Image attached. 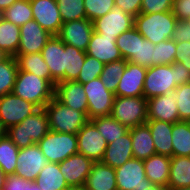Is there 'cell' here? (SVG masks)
<instances>
[{"label": "cell", "mask_w": 190, "mask_h": 190, "mask_svg": "<svg viewBox=\"0 0 190 190\" xmlns=\"http://www.w3.org/2000/svg\"><path fill=\"white\" fill-rule=\"evenodd\" d=\"M55 86L47 79L18 70L12 93L23 100L44 108L54 97Z\"/></svg>", "instance_id": "cell-1"}, {"label": "cell", "mask_w": 190, "mask_h": 190, "mask_svg": "<svg viewBox=\"0 0 190 190\" xmlns=\"http://www.w3.org/2000/svg\"><path fill=\"white\" fill-rule=\"evenodd\" d=\"M177 18L172 11L143 14L134 17V27L148 41L159 44L161 41L172 39Z\"/></svg>", "instance_id": "cell-2"}, {"label": "cell", "mask_w": 190, "mask_h": 190, "mask_svg": "<svg viewBox=\"0 0 190 190\" xmlns=\"http://www.w3.org/2000/svg\"><path fill=\"white\" fill-rule=\"evenodd\" d=\"M49 130L48 116L44 108H41L21 123L11 126L7 135L21 149L37 144Z\"/></svg>", "instance_id": "cell-3"}, {"label": "cell", "mask_w": 190, "mask_h": 190, "mask_svg": "<svg viewBox=\"0 0 190 190\" xmlns=\"http://www.w3.org/2000/svg\"><path fill=\"white\" fill-rule=\"evenodd\" d=\"M49 129L54 132L77 134L89 121L87 114L73 110L53 97L44 107Z\"/></svg>", "instance_id": "cell-4"}, {"label": "cell", "mask_w": 190, "mask_h": 190, "mask_svg": "<svg viewBox=\"0 0 190 190\" xmlns=\"http://www.w3.org/2000/svg\"><path fill=\"white\" fill-rule=\"evenodd\" d=\"M48 162L60 163L78 153L76 134L49 132L37 143Z\"/></svg>", "instance_id": "cell-5"}, {"label": "cell", "mask_w": 190, "mask_h": 190, "mask_svg": "<svg viewBox=\"0 0 190 190\" xmlns=\"http://www.w3.org/2000/svg\"><path fill=\"white\" fill-rule=\"evenodd\" d=\"M111 116L129 129L145 124L147 99L144 97H115Z\"/></svg>", "instance_id": "cell-6"}, {"label": "cell", "mask_w": 190, "mask_h": 190, "mask_svg": "<svg viewBox=\"0 0 190 190\" xmlns=\"http://www.w3.org/2000/svg\"><path fill=\"white\" fill-rule=\"evenodd\" d=\"M177 87L176 69L172 65L147 68L143 86V97L147 100L173 92Z\"/></svg>", "instance_id": "cell-7"}, {"label": "cell", "mask_w": 190, "mask_h": 190, "mask_svg": "<svg viewBox=\"0 0 190 190\" xmlns=\"http://www.w3.org/2000/svg\"><path fill=\"white\" fill-rule=\"evenodd\" d=\"M88 101L89 120L111 115L115 94L106 89L100 78L83 84Z\"/></svg>", "instance_id": "cell-8"}, {"label": "cell", "mask_w": 190, "mask_h": 190, "mask_svg": "<svg viewBox=\"0 0 190 190\" xmlns=\"http://www.w3.org/2000/svg\"><path fill=\"white\" fill-rule=\"evenodd\" d=\"M38 110L39 108L35 104L23 100L13 93L0 97V120L7 130Z\"/></svg>", "instance_id": "cell-9"}, {"label": "cell", "mask_w": 190, "mask_h": 190, "mask_svg": "<svg viewBox=\"0 0 190 190\" xmlns=\"http://www.w3.org/2000/svg\"><path fill=\"white\" fill-rule=\"evenodd\" d=\"M118 190H147L151 182L146 178L143 160L132 158L115 168Z\"/></svg>", "instance_id": "cell-10"}, {"label": "cell", "mask_w": 190, "mask_h": 190, "mask_svg": "<svg viewBox=\"0 0 190 190\" xmlns=\"http://www.w3.org/2000/svg\"><path fill=\"white\" fill-rule=\"evenodd\" d=\"M76 135L78 153L85 155L93 162L102 161L108 144L95 124L89 120Z\"/></svg>", "instance_id": "cell-11"}, {"label": "cell", "mask_w": 190, "mask_h": 190, "mask_svg": "<svg viewBox=\"0 0 190 190\" xmlns=\"http://www.w3.org/2000/svg\"><path fill=\"white\" fill-rule=\"evenodd\" d=\"M94 31L108 37H118L134 27V17L117 6L93 21Z\"/></svg>", "instance_id": "cell-12"}, {"label": "cell", "mask_w": 190, "mask_h": 190, "mask_svg": "<svg viewBox=\"0 0 190 190\" xmlns=\"http://www.w3.org/2000/svg\"><path fill=\"white\" fill-rule=\"evenodd\" d=\"M48 163L37 144L19 149L14 175L35 182L39 172Z\"/></svg>", "instance_id": "cell-13"}, {"label": "cell", "mask_w": 190, "mask_h": 190, "mask_svg": "<svg viewBox=\"0 0 190 190\" xmlns=\"http://www.w3.org/2000/svg\"><path fill=\"white\" fill-rule=\"evenodd\" d=\"M33 19L48 33L57 36L63 24L56 0H30Z\"/></svg>", "instance_id": "cell-14"}, {"label": "cell", "mask_w": 190, "mask_h": 190, "mask_svg": "<svg viewBox=\"0 0 190 190\" xmlns=\"http://www.w3.org/2000/svg\"><path fill=\"white\" fill-rule=\"evenodd\" d=\"M41 54L48 65L51 78L56 83L65 82L66 44L58 36H52Z\"/></svg>", "instance_id": "cell-15"}, {"label": "cell", "mask_w": 190, "mask_h": 190, "mask_svg": "<svg viewBox=\"0 0 190 190\" xmlns=\"http://www.w3.org/2000/svg\"><path fill=\"white\" fill-rule=\"evenodd\" d=\"M93 31V22L85 18L63 23L57 36L65 44L86 51Z\"/></svg>", "instance_id": "cell-16"}, {"label": "cell", "mask_w": 190, "mask_h": 190, "mask_svg": "<svg viewBox=\"0 0 190 190\" xmlns=\"http://www.w3.org/2000/svg\"><path fill=\"white\" fill-rule=\"evenodd\" d=\"M147 67L127 61L115 97H143Z\"/></svg>", "instance_id": "cell-17"}, {"label": "cell", "mask_w": 190, "mask_h": 190, "mask_svg": "<svg viewBox=\"0 0 190 190\" xmlns=\"http://www.w3.org/2000/svg\"><path fill=\"white\" fill-rule=\"evenodd\" d=\"M53 35L34 19L20 26V41L17 54L39 53Z\"/></svg>", "instance_id": "cell-18"}, {"label": "cell", "mask_w": 190, "mask_h": 190, "mask_svg": "<svg viewBox=\"0 0 190 190\" xmlns=\"http://www.w3.org/2000/svg\"><path fill=\"white\" fill-rule=\"evenodd\" d=\"M92 164L91 159L77 153L60 162L59 167L69 186H84Z\"/></svg>", "instance_id": "cell-19"}, {"label": "cell", "mask_w": 190, "mask_h": 190, "mask_svg": "<svg viewBox=\"0 0 190 190\" xmlns=\"http://www.w3.org/2000/svg\"><path fill=\"white\" fill-rule=\"evenodd\" d=\"M54 97L62 104L88 114V101L84 87L76 81L58 82L55 85Z\"/></svg>", "instance_id": "cell-20"}, {"label": "cell", "mask_w": 190, "mask_h": 190, "mask_svg": "<svg viewBox=\"0 0 190 190\" xmlns=\"http://www.w3.org/2000/svg\"><path fill=\"white\" fill-rule=\"evenodd\" d=\"M148 120H159L174 124L179 122V112L174 91L147 100Z\"/></svg>", "instance_id": "cell-21"}, {"label": "cell", "mask_w": 190, "mask_h": 190, "mask_svg": "<svg viewBox=\"0 0 190 190\" xmlns=\"http://www.w3.org/2000/svg\"><path fill=\"white\" fill-rule=\"evenodd\" d=\"M117 37H108L93 31L86 54L95 57L103 64L123 59L119 48L116 45Z\"/></svg>", "instance_id": "cell-22"}, {"label": "cell", "mask_w": 190, "mask_h": 190, "mask_svg": "<svg viewBox=\"0 0 190 190\" xmlns=\"http://www.w3.org/2000/svg\"><path fill=\"white\" fill-rule=\"evenodd\" d=\"M132 158H134L132 140L130 131H128L107 145L102 162L115 169Z\"/></svg>", "instance_id": "cell-23"}, {"label": "cell", "mask_w": 190, "mask_h": 190, "mask_svg": "<svg viewBox=\"0 0 190 190\" xmlns=\"http://www.w3.org/2000/svg\"><path fill=\"white\" fill-rule=\"evenodd\" d=\"M115 178L114 168L102 161L93 162L84 187L86 190H118Z\"/></svg>", "instance_id": "cell-24"}, {"label": "cell", "mask_w": 190, "mask_h": 190, "mask_svg": "<svg viewBox=\"0 0 190 190\" xmlns=\"http://www.w3.org/2000/svg\"><path fill=\"white\" fill-rule=\"evenodd\" d=\"M133 157L140 160L148 159L151 155L156 154L153 138L148 125L142 124L129 129Z\"/></svg>", "instance_id": "cell-25"}, {"label": "cell", "mask_w": 190, "mask_h": 190, "mask_svg": "<svg viewBox=\"0 0 190 190\" xmlns=\"http://www.w3.org/2000/svg\"><path fill=\"white\" fill-rule=\"evenodd\" d=\"M170 161V156L161 154H154L143 160L146 178L152 184L167 187L170 175Z\"/></svg>", "instance_id": "cell-26"}, {"label": "cell", "mask_w": 190, "mask_h": 190, "mask_svg": "<svg viewBox=\"0 0 190 190\" xmlns=\"http://www.w3.org/2000/svg\"><path fill=\"white\" fill-rule=\"evenodd\" d=\"M150 133L154 141L156 154L172 157V128L173 124L159 121L147 120Z\"/></svg>", "instance_id": "cell-27"}, {"label": "cell", "mask_w": 190, "mask_h": 190, "mask_svg": "<svg viewBox=\"0 0 190 190\" xmlns=\"http://www.w3.org/2000/svg\"><path fill=\"white\" fill-rule=\"evenodd\" d=\"M168 189L190 187V157L172 156Z\"/></svg>", "instance_id": "cell-28"}, {"label": "cell", "mask_w": 190, "mask_h": 190, "mask_svg": "<svg viewBox=\"0 0 190 190\" xmlns=\"http://www.w3.org/2000/svg\"><path fill=\"white\" fill-rule=\"evenodd\" d=\"M18 69L27 71L37 77L49 80L54 86L57 84L52 78L47 63L41 52L32 54H16Z\"/></svg>", "instance_id": "cell-29"}, {"label": "cell", "mask_w": 190, "mask_h": 190, "mask_svg": "<svg viewBox=\"0 0 190 190\" xmlns=\"http://www.w3.org/2000/svg\"><path fill=\"white\" fill-rule=\"evenodd\" d=\"M42 190H66L69 185L60 172L59 163L48 162L35 180Z\"/></svg>", "instance_id": "cell-30"}, {"label": "cell", "mask_w": 190, "mask_h": 190, "mask_svg": "<svg viewBox=\"0 0 190 190\" xmlns=\"http://www.w3.org/2000/svg\"><path fill=\"white\" fill-rule=\"evenodd\" d=\"M20 27L0 16V49L15 57L19 48Z\"/></svg>", "instance_id": "cell-31"}, {"label": "cell", "mask_w": 190, "mask_h": 190, "mask_svg": "<svg viewBox=\"0 0 190 190\" xmlns=\"http://www.w3.org/2000/svg\"><path fill=\"white\" fill-rule=\"evenodd\" d=\"M172 146V156L190 157V124L188 121L173 124Z\"/></svg>", "instance_id": "cell-32"}, {"label": "cell", "mask_w": 190, "mask_h": 190, "mask_svg": "<svg viewBox=\"0 0 190 190\" xmlns=\"http://www.w3.org/2000/svg\"><path fill=\"white\" fill-rule=\"evenodd\" d=\"M100 134L106 139L107 144L115 141L117 138L129 131L127 126L122 125L111 115L96 117L91 119Z\"/></svg>", "instance_id": "cell-33"}, {"label": "cell", "mask_w": 190, "mask_h": 190, "mask_svg": "<svg viewBox=\"0 0 190 190\" xmlns=\"http://www.w3.org/2000/svg\"><path fill=\"white\" fill-rule=\"evenodd\" d=\"M0 16L20 27L28 21L33 20L31 3L29 0H17L9 8L4 10Z\"/></svg>", "instance_id": "cell-34"}, {"label": "cell", "mask_w": 190, "mask_h": 190, "mask_svg": "<svg viewBox=\"0 0 190 190\" xmlns=\"http://www.w3.org/2000/svg\"><path fill=\"white\" fill-rule=\"evenodd\" d=\"M19 148L6 135L0 139V168L7 176L14 175L17 168Z\"/></svg>", "instance_id": "cell-35"}, {"label": "cell", "mask_w": 190, "mask_h": 190, "mask_svg": "<svg viewBox=\"0 0 190 190\" xmlns=\"http://www.w3.org/2000/svg\"><path fill=\"white\" fill-rule=\"evenodd\" d=\"M86 52L66 44L65 81H76L84 64Z\"/></svg>", "instance_id": "cell-36"}, {"label": "cell", "mask_w": 190, "mask_h": 190, "mask_svg": "<svg viewBox=\"0 0 190 190\" xmlns=\"http://www.w3.org/2000/svg\"><path fill=\"white\" fill-rule=\"evenodd\" d=\"M18 70L15 57L9 56L0 63V97L12 93Z\"/></svg>", "instance_id": "cell-37"}, {"label": "cell", "mask_w": 190, "mask_h": 190, "mask_svg": "<svg viewBox=\"0 0 190 190\" xmlns=\"http://www.w3.org/2000/svg\"><path fill=\"white\" fill-rule=\"evenodd\" d=\"M126 65L127 61L124 59L104 64L99 78L108 91L115 94Z\"/></svg>", "instance_id": "cell-38"}, {"label": "cell", "mask_w": 190, "mask_h": 190, "mask_svg": "<svg viewBox=\"0 0 190 190\" xmlns=\"http://www.w3.org/2000/svg\"><path fill=\"white\" fill-rule=\"evenodd\" d=\"M132 63L139 64L140 66L147 68L155 66L154 44L145 39L138 31L136 55H132Z\"/></svg>", "instance_id": "cell-39"}, {"label": "cell", "mask_w": 190, "mask_h": 190, "mask_svg": "<svg viewBox=\"0 0 190 190\" xmlns=\"http://www.w3.org/2000/svg\"><path fill=\"white\" fill-rule=\"evenodd\" d=\"M63 23L85 19L84 0H56Z\"/></svg>", "instance_id": "cell-40"}, {"label": "cell", "mask_w": 190, "mask_h": 190, "mask_svg": "<svg viewBox=\"0 0 190 190\" xmlns=\"http://www.w3.org/2000/svg\"><path fill=\"white\" fill-rule=\"evenodd\" d=\"M116 45L119 48L124 60L132 62V55H136L137 30L132 27L116 38Z\"/></svg>", "instance_id": "cell-41"}, {"label": "cell", "mask_w": 190, "mask_h": 190, "mask_svg": "<svg viewBox=\"0 0 190 190\" xmlns=\"http://www.w3.org/2000/svg\"><path fill=\"white\" fill-rule=\"evenodd\" d=\"M104 64L97 60L95 57L86 54L84 64L80 70L79 76L76 82L81 83L82 85L92 81L96 78H99Z\"/></svg>", "instance_id": "cell-42"}, {"label": "cell", "mask_w": 190, "mask_h": 190, "mask_svg": "<svg viewBox=\"0 0 190 190\" xmlns=\"http://www.w3.org/2000/svg\"><path fill=\"white\" fill-rule=\"evenodd\" d=\"M155 65H171L176 58V42L173 39L154 44Z\"/></svg>", "instance_id": "cell-43"}, {"label": "cell", "mask_w": 190, "mask_h": 190, "mask_svg": "<svg viewBox=\"0 0 190 190\" xmlns=\"http://www.w3.org/2000/svg\"><path fill=\"white\" fill-rule=\"evenodd\" d=\"M180 121L190 120V82L179 85L174 90Z\"/></svg>", "instance_id": "cell-44"}, {"label": "cell", "mask_w": 190, "mask_h": 190, "mask_svg": "<svg viewBox=\"0 0 190 190\" xmlns=\"http://www.w3.org/2000/svg\"><path fill=\"white\" fill-rule=\"evenodd\" d=\"M115 6V0H84L86 17L94 21L111 11Z\"/></svg>", "instance_id": "cell-45"}, {"label": "cell", "mask_w": 190, "mask_h": 190, "mask_svg": "<svg viewBox=\"0 0 190 190\" xmlns=\"http://www.w3.org/2000/svg\"><path fill=\"white\" fill-rule=\"evenodd\" d=\"M173 0H142L141 12L143 14L172 11Z\"/></svg>", "instance_id": "cell-46"}, {"label": "cell", "mask_w": 190, "mask_h": 190, "mask_svg": "<svg viewBox=\"0 0 190 190\" xmlns=\"http://www.w3.org/2000/svg\"><path fill=\"white\" fill-rule=\"evenodd\" d=\"M172 12L177 20L186 21L190 18V0H173Z\"/></svg>", "instance_id": "cell-47"}, {"label": "cell", "mask_w": 190, "mask_h": 190, "mask_svg": "<svg viewBox=\"0 0 190 190\" xmlns=\"http://www.w3.org/2000/svg\"><path fill=\"white\" fill-rule=\"evenodd\" d=\"M176 62L182 63L190 70V41L176 43Z\"/></svg>", "instance_id": "cell-48"}, {"label": "cell", "mask_w": 190, "mask_h": 190, "mask_svg": "<svg viewBox=\"0 0 190 190\" xmlns=\"http://www.w3.org/2000/svg\"><path fill=\"white\" fill-rule=\"evenodd\" d=\"M142 0H115V6L136 17L141 12Z\"/></svg>", "instance_id": "cell-49"}, {"label": "cell", "mask_w": 190, "mask_h": 190, "mask_svg": "<svg viewBox=\"0 0 190 190\" xmlns=\"http://www.w3.org/2000/svg\"><path fill=\"white\" fill-rule=\"evenodd\" d=\"M172 39L176 43L190 41V30H189V25L186 23V21L178 20L176 22Z\"/></svg>", "instance_id": "cell-50"}, {"label": "cell", "mask_w": 190, "mask_h": 190, "mask_svg": "<svg viewBox=\"0 0 190 190\" xmlns=\"http://www.w3.org/2000/svg\"><path fill=\"white\" fill-rule=\"evenodd\" d=\"M28 182V180L16 175H9L6 177L3 190H28Z\"/></svg>", "instance_id": "cell-51"}, {"label": "cell", "mask_w": 190, "mask_h": 190, "mask_svg": "<svg viewBox=\"0 0 190 190\" xmlns=\"http://www.w3.org/2000/svg\"><path fill=\"white\" fill-rule=\"evenodd\" d=\"M171 65L176 69L177 86L190 82V70H188L182 63L176 61Z\"/></svg>", "instance_id": "cell-52"}, {"label": "cell", "mask_w": 190, "mask_h": 190, "mask_svg": "<svg viewBox=\"0 0 190 190\" xmlns=\"http://www.w3.org/2000/svg\"><path fill=\"white\" fill-rule=\"evenodd\" d=\"M17 0H0V14L14 4Z\"/></svg>", "instance_id": "cell-53"}, {"label": "cell", "mask_w": 190, "mask_h": 190, "mask_svg": "<svg viewBox=\"0 0 190 190\" xmlns=\"http://www.w3.org/2000/svg\"><path fill=\"white\" fill-rule=\"evenodd\" d=\"M7 175L5 172L0 168V190H3Z\"/></svg>", "instance_id": "cell-54"}, {"label": "cell", "mask_w": 190, "mask_h": 190, "mask_svg": "<svg viewBox=\"0 0 190 190\" xmlns=\"http://www.w3.org/2000/svg\"><path fill=\"white\" fill-rule=\"evenodd\" d=\"M147 190H169L168 187L163 185L151 184Z\"/></svg>", "instance_id": "cell-55"}, {"label": "cell", "mask_w": 190, "mask_h": 190, "mask_svg": "<svg viewBox=\"0 0 190 190\" xmlns=\"http://www.w3.org/2000/svg\"><path fill=\"white\" fill-rule=\"evenodd\" d=\"M28 190H42L37 184L36 182H28Z\"/></svg>", "instance_id": "cell-56"}, {"label": "cell", "mask_w": 190, "mask_h": 190, "mask_svg": "<svg viewBox=\"0 0 190 190\" xmlns=\"http://www.w3.org/2000/svg\"><path fill=\"white\" fill-rule=\"evenodd\" d=\"M7 135V129L4 127L0 120V139Z\"/></svg>", "instance_id": "cell-57"}, {"label": "cell", "mask_w": 190, "mask_h": 190, "mask_svg": "<svg viewBox=\"0 0 190 190\" xmlns=\"http://www.w3.org/2000/svg\"><path fill=\"white\" fill-rule=\"evenodd\" d=\"M9 57L7 53H5L2 49H0V63L6 60Z\"/></svg>", "instance_id": "cell-58"}, {"label": "cell", "mask_w": 190, "mask_h": 190, "mask_svg": "<svg viewBox=\"0 0 190 190\" xmlns=\"http://www.w3.org/2000/svg\"><path fill=\"white\" fill-rule=\"evenodd\" d=\"M66 190H86L84 186H69Z\"/></svg>", "instance_id": "cell-59"}, {"label": "cell", "mask_w": 190, "mask_h": 190, "mask_svg": "<svg viewBox=\"0 0 190 190\" xmlns=\"http://www.w3.org/2000/svg\"><path fill=\"white\" fill-rule=\"evenodd\" d=\"M169 190H190V187H186V188H176V189H169Z\"/></svg>", "instance_id": "cell-60"}, {"label": "cell", "mask_w": 190, "mask_h": 190, "mask_svg": "<svg viewBox=\"0 0 190 190\" xmlns=\"http://www.w3.org/2000/svg\"><path fill=\"white\" fill-rule=\"evenodd\" d=\"M186 23L189 25V30H190V18L186 20Z\"/></svg>", "instance_id": "cell-61"}]
</instances>
